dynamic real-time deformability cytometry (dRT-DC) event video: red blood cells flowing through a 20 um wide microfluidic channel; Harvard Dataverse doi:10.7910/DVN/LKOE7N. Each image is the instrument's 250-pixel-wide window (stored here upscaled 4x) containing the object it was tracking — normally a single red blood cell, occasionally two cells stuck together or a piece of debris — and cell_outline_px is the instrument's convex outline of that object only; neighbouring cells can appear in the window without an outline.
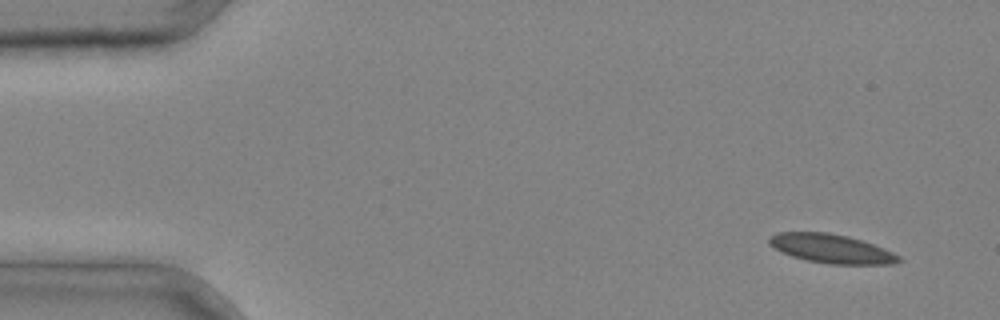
{"species": "common noctule bat (a hibernating species)", "species_latin": "Nyctalus noctula", "temperature_condition": "cold", "stored_images_in_passage": 3, "camera_frame_rate_fps": 3000, "um_per_image_px": 0.085, "animal": {"sex": "male", "body_mass_g": 20.4}, "frame": {"image": 1, "passage_image": 1, "time_ms": 0.0, "image_size_px": [1000, 320], "cell_outline_px": [[904, 260], [896, 264], [828, 264], [808, 260], [792, 256], [780, 252], [768, 244], [768, 236], [780, 232], [828, 232], [848, 236], [884, 248], [900, 256]], "centroid_in_image_um": [70.66, 21.14], "position_along_channel_um": 14.3, "area_um2": 21.96}}